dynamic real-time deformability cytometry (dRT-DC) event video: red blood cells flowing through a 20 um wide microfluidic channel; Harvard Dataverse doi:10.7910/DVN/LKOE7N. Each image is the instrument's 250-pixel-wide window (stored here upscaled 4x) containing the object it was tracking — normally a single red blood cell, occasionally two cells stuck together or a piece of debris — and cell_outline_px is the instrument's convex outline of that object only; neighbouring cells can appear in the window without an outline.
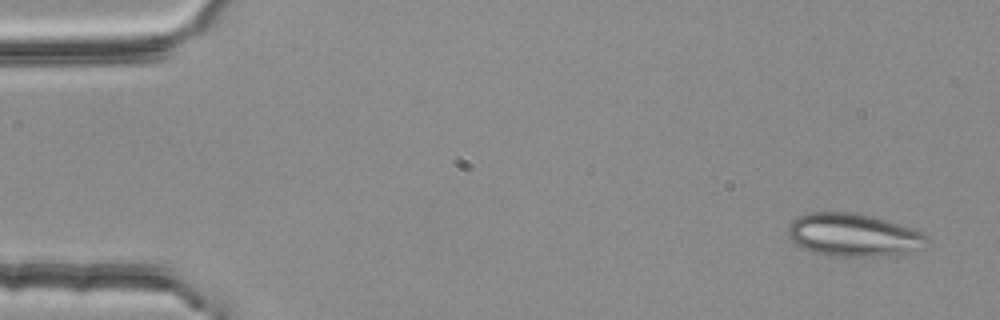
{"species": "common noctule bat (a hibernating species)", "species_latin": "Nyctalus noctula", "temperature_condition": "room temperature", "stored_images_in_passage": 5, "camera_frame_rate_fps": 3000, "um_per_image_px": 0.085, "animal": {"sex": "female", "body_mass_g": 25.1}, "frame": {"image": 1, "passage_image": 1, "time_ms": 0.0, "image_size_px": [1000, 320], "cell_outline_px": [[928, 240], [920, 248], [908, 252], [872, 256], [832, 256], [816, 252], [804, 248], [796, 244], [788, 236], [788, 224], [792, 220], [800, 216], [812, 212], [852, 212], [872, 216], [912, 228], [924, 232], [928, 236]], "centroid_in_image_um": [72.52, 19.96], "position_along_channel_um": 12.5, "area_um2": 34.33}}